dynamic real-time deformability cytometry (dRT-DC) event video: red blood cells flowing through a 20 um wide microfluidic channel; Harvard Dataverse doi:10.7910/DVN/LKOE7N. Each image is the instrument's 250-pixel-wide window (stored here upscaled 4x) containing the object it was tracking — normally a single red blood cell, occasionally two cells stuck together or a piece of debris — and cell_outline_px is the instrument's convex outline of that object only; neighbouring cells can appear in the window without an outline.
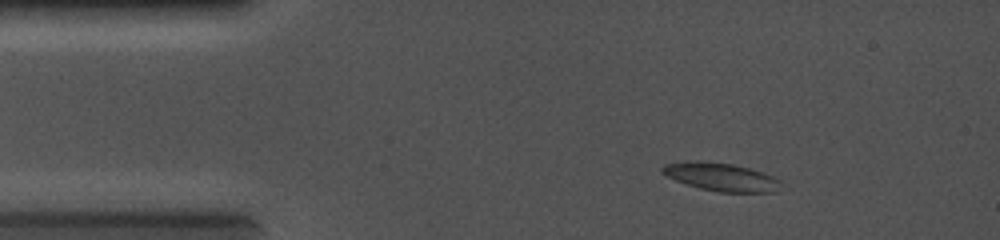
{"species": "common noctule bat (a hibernating species)", "species_latin": "Nyctalus noctula", "temperature_condition": "cold", "stored_images_in_passage": 11, "camera_frame_rate_fps": 5000, "um_per_image_px": 0.085, "animal": {"sex": "female", "body_mass_g": 19.0, "forearm_length_mm": 56.7}, "frame": {"image": 1, "passage_image": 1, "time_ms": 0.0, "image_size_px": [1000, 240], "cell_outline_px": [[780, 180], [776, 192], [720, 192], [700, 188], [676, 180], [660, 172], [660, 168], [664, 164], [684, 160], [700, 160], [732, 164], [748, 168], [772, 176]], "centroid_in_image_um": [61.21, 15.02], "position_along_channel_um": 23.8, "area_um2": 19.31}}
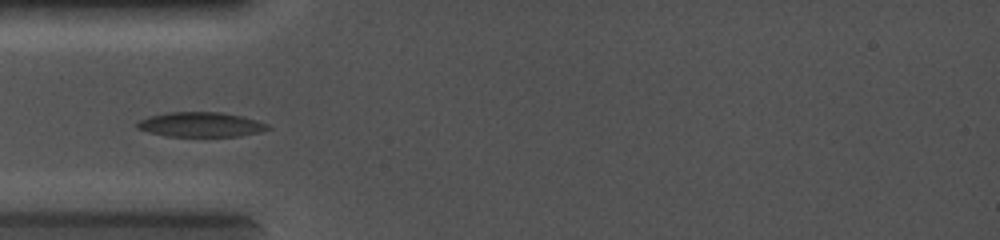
{"frame": {"image": 2, "passage_image": 5, "time_ms": 2.2, "image_size_px": [1000, 240], "cell_outline_px": [[272, 128], [260, 132], [240, 136], [168, 136], [136, 128], [136, 124], [140, 120], [148, 116], [168, 112], [220, 112], [240, 116], [256, 120], [268, 124]], "centroid_in_image_um": [17.08, 10.58], "position_along_channel_um": 67.9, "area_um2": 18.67}}